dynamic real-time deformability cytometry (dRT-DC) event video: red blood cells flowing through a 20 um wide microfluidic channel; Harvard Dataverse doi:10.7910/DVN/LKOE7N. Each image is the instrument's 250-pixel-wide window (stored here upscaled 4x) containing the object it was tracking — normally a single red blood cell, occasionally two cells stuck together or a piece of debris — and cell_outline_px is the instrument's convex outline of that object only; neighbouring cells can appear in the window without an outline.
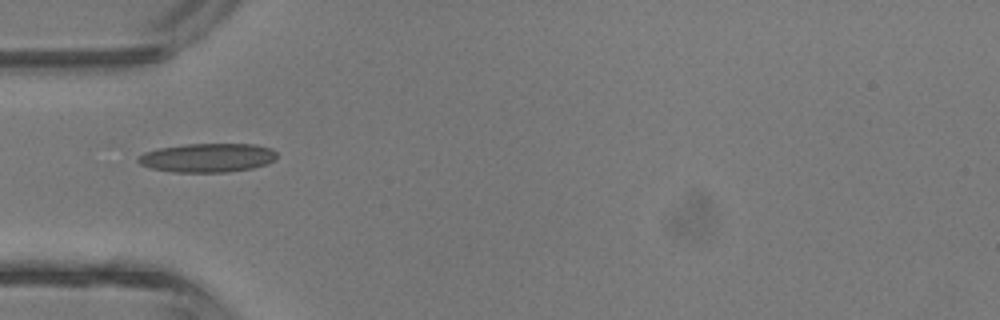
{"species": "common noctule bat (a hibernating species)", "species_latin": "Nyctalus noctula", "temperature_condition": "room temperature", "stored_images_in_passage": 3, "camera_frame_rate_fps": 3000, "um_per_image_px": 0.085, "animal": {"sex": "male", "body_mass_g": 13.3}, "frame": {"image": 1, "passage_image": 3, "time_ms": 2.0, "image_size_px": [1000, 320], "cell_outline_px": [[276, 160], [268, 164], [252, 168], [228, 172], [172, 172], [152, 168], [140, 164], [136, 160], [136, 156], [144, 152], [156, 148], [184, 144], [256, 144], [272, 148], [276, 152]], "centroid_in_image_um": [17.63, 13.4], "position_along_channel_um": 67.4, "area_um2": 23.7}}